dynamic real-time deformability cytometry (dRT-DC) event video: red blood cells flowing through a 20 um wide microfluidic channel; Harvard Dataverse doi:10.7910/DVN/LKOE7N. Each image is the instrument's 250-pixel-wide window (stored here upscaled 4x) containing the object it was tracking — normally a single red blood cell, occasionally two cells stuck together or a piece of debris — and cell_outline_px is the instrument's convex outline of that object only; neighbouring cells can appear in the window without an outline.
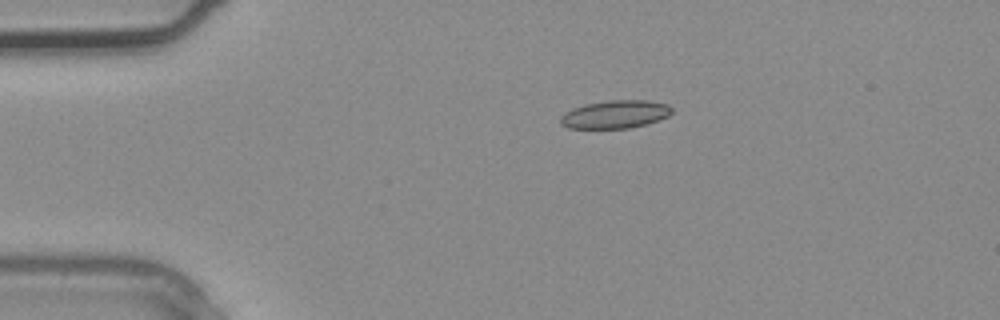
{"species": "common noctule bat (a hibernating species)", "species_latin": "Nyctalus noctula", "temperature_condition": "warm", "stored_images_in_passage": 3, "camera_frame_rate_fps": 3000, "um_per_image_px": 0.085, "animal": {"sex": "male", "body_mass_g": 20.4}, "frame": {"image": 1, "passage_image": 2, "time_ms": 0.333, "image_size_px": [1000, 320], "cell_outline_px": [[672, 112], [668, 116], [644, 124], [628, 128], [568, 128], [560, 124], [560, 116], [564, 112], [572, 108], [584, 104], [608, 100], [648, 100], [668, 104], [672, 108]], "centroid_in_image_um": [52.25, 9.7], "position_along_channel_um": 32.7, "area_um2": 18.21}}
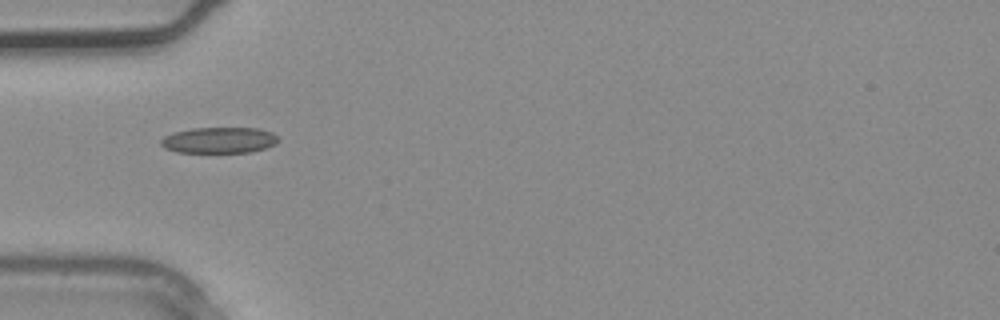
{"frame": {"image": 2, "passage_image": 3, "time_ms": 0.667, "image_size_px": [1000, 320], "cell_outline_px": [[280, 140], [276, 144], [252, 152], [176, 152], [164, 148], [160, 144], [160, 140], [164, 136], [172, 132], [192, 128], [260, 128], [272, 132]], "centroid_in_image_um": [18.61, 11.91], "position_along_channel_um": 66.4, "area_um2": 17.92}}